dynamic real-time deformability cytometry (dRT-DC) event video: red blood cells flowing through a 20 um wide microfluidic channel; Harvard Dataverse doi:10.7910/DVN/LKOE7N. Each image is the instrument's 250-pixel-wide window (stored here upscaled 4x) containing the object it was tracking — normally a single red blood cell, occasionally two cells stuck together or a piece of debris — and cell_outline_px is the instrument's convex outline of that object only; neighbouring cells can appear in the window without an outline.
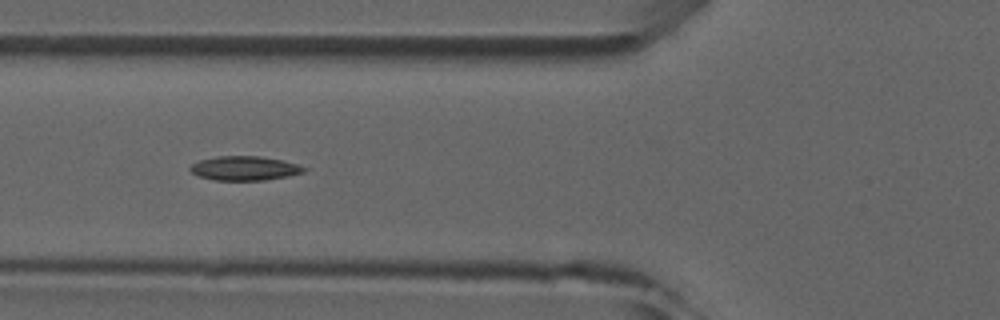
{"species": "common noctule bat (a hibernating species)", "species_latin": "Nyctalus noctula", "temperature_condition": "room temperature", "stored_images_in_passage": 8, "camera_frame_rate_fps": 3000, "um_per_image_px": 0.085, "animal": {"sex": "male", "forearm_length_mm": 52.5}, "frame": {"image": 1, "passage_image": 5, "time_ms": 4.667, "image_size_px": [1000, 320], "cell_outline_px": [[308, 168], [304, 172], [288, 176], [264, 180], [216, 180], [200, 176], [192, 172], [188, 168], [192, 164], [200, 160], [216, 156], [260, 156], [284, 160]], "centroid_in_image_um": [20.81, 14.29], "position_along_channel_um": 105.0, "area_um2": 16.01}}
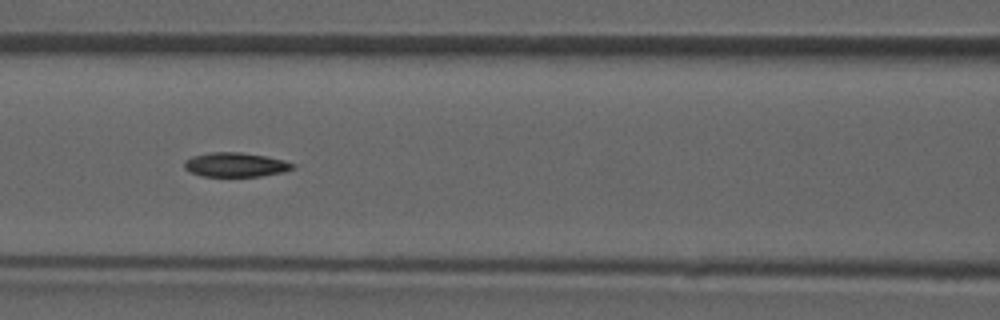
{"frame": {"image": 2, "passage_image": 6, "time_ms": 5.667, "image_size_px": [1000, 320], "cell_outline_px": [[300, 164], [296, 168], [284, 172], [260, 176], [200, 176], [188, 172], [184, 168], [184, 160], [192, 156], [208, 152], [240, 152], [264, 156], [284, 160]], "centroid_in_image_um": [20.04, 14.0], "position_along_channel_um": 146.6, "area_um2": 15.66}}